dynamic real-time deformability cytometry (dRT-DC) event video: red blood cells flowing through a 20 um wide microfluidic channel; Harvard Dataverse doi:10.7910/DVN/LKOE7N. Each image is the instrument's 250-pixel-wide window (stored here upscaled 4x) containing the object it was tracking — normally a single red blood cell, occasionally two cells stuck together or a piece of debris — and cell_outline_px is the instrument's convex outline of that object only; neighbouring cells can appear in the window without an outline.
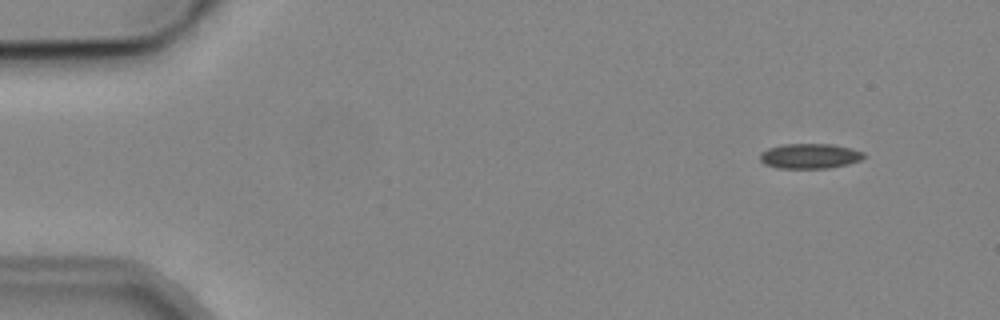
{"species": "common noctule bat (a hibernating species)", "species_latin": "Nyctalus noctula", "temperature_condition": "cold", "stored_images_in_passage": 6, "camera_frame_rate_fps": 3000, "um_per_image_px": 0.085, "animal": {"sex": "male", "body_mass_g": 19.2, "forearm_length_mm": 51.8}, "frame": {"image": 1, "passage_image": 2, "time_ms": 1.333, "image_size_px": [1000, 320], "cell_outline_px": [[864, 156], [860, 160], [848, 164], [828, 168], [776, 168], [764, 164], [760, 160], [760, 152], [768, 148], [784, 144], [832, 144], [852, 148], [864, 152]], "centroid_in_image_um": [68.81, 13.26], "position_along_channel_um": 16.2, "area_um2": 15.2}}